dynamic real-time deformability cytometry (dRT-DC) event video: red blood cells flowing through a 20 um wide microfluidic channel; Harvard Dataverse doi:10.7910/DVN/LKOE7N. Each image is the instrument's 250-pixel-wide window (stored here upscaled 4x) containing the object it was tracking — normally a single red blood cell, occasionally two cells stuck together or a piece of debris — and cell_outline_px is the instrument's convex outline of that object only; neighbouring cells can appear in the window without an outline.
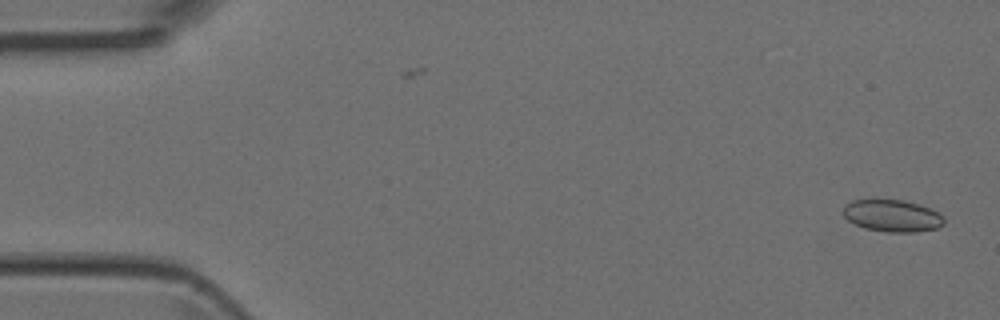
{"species": "Egyptian fruit bat (a non-hibernating species)", "species_latin": "Rousettus aegyptiacus", "temperature_condition": "room temperature", "stored_images_in_passage": 49, "camera_frame_rate_fps": 3000, "um_per_image_px": 0.085, "animal": {"sex": "female"}, "frame": {"image": 1, "passage_image": 1, "time_ms": 0.0, "image_size_px": [1000, 320], "cell_outline_px": [[944, 224], [936, 228], [916, 232], [888, 232], [864, 228], [848, 220], [844, 216], [844, 208], [852, 200], [872, 196], [904, 200], [920, 204], [944, 216]], "centroid_in_image_um": [75.81, 18.29], "position_along_channel_um": 9.2, "area_um2": 19.36}}
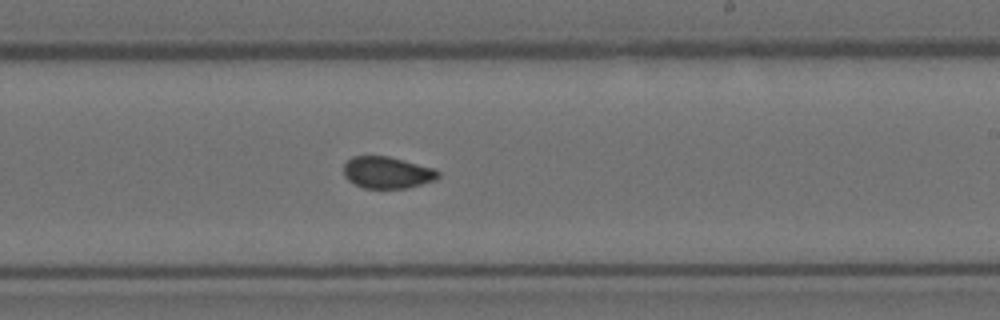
{"frame": {"image": 2, "passage_image": 29, "time_ms": 9.333, "image_size_px": [1000, 320], "cell_outline_px": [[440, 176], [436, 180], [408, 188], [364, 188], [348, 180], [344, 176], [344, 164], [352, 156], [388, 156], [436, 168], [440, 172]], "centroid_in_image_um": [32.95, 14.66], "position_along_channel_um": 256.0, "area_um2": 17.63}}
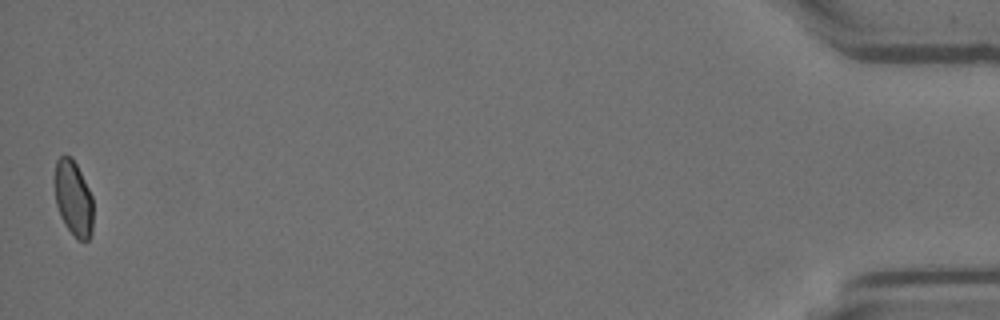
{"frame": {"image": 3, "passage_image": 49, "time_ms": 16.0, "image_size_px": [1000, 320], "cell_outline_px": [[92, 232], [88, 240], [76, 240], [64, 224], [60, 216], [56, 204], [56, 160], [60, 156], [72, 156], [92, 196]], "centroid_in_image_um": [6.25, 16.9], "position_along_channel_um": 429.0, "area_um2": 16.65}}